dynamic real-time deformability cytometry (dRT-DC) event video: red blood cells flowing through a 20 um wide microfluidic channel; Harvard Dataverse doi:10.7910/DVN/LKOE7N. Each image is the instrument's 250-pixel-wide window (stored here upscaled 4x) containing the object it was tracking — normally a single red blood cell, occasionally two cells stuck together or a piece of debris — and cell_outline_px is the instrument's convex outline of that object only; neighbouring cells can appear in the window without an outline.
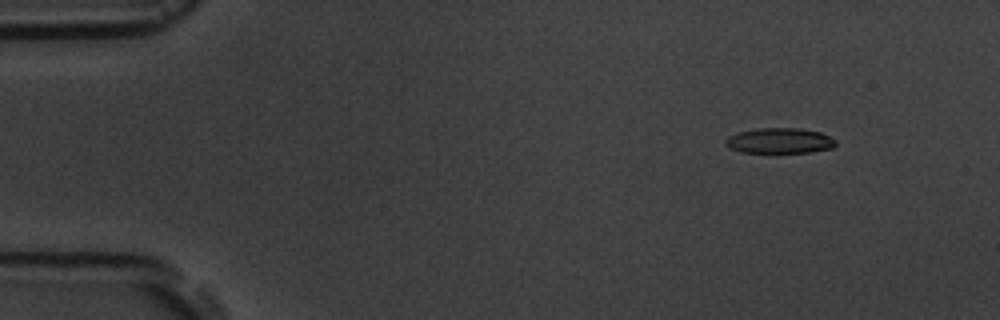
{"species": "common noctule bat (a hibernating species)", "species_latin": "Nyctalus noctula", "temperature_condition": "room temperature", "stored_images_in_passage": 5, "camera_frame_rate_fps": 3000, "um_per_image_px": 0.085, "animal": {"sex": "male", "body_mass_g": 19.5, "forearm_length_mm": 54.6}, "frame": {"image": 1, "passage_image": 2, "time_ms": 2.0, "image_size_px": [1000, 320], "cell_outline_px": [[836, 144], [832, 148], [812, 152], [740, 152], [728, 148], [724, 144], [724, 140], [728, 136], [740, 132], [760, 128], [796, 128], [820, 132], [836, 140]], "centroid_in_image_um": [66.24, 11.97], "position_along_channel_um": 18.8, "area_um2": 16.24}}
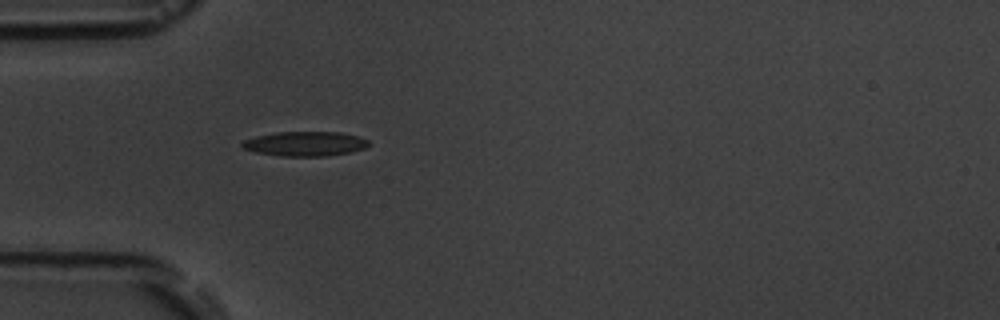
{"frame": {"image": 2, "passage_image": 5, "time_ms": 5.667, "image_size_px": [1000, 320], "cell_outline_px": [[368, 144], [364, 148], [352, 152], [328, 156], [280, 156], [256, 152], [244, 148], [240, 144], [244, 140], [256, 136], [276, 132], [340, 132], [356, 136], [368, 140]], "centroid_in_image_um": [25.92, 12.22], "position_along_channel_um": 59.1, "area_um2": 18.03}}